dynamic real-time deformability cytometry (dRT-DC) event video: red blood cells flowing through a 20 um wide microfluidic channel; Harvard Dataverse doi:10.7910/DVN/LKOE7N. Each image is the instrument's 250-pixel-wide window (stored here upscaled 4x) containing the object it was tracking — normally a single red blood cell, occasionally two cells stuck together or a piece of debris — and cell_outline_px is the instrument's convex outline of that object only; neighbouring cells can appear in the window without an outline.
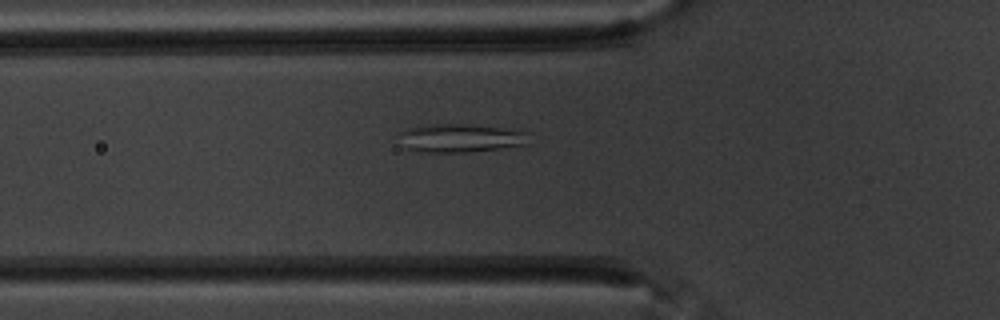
{"species": "common noctule bat (a hibernating species)", "species_latin": "Nyctalus noctula", "temperature_condition": "warm", "stored_images_in_passage": 52, "camera_frame_rate_fps": 3000, "um_per_image_px": 0.085, "animal": {"sex": "male", "body_mass_g": 20.1, "forearm_length_mm": 53.5}, "frame": {"image": 1, "passage_image": 14, "time_ms": 4.333, "image_size_px": [1000, 320], "cell_outline_px": [[528, 144], [500, 148], [464, 152], [420, 152], [404, 148], [400, 132], [408, 128], [432, 124], [468, 124], [500, 128], [528, 132]], "centroid_in_image_um": [39.13, 11.74], "position_along_channel_um": 86.7, "area_um2": 21.21}}
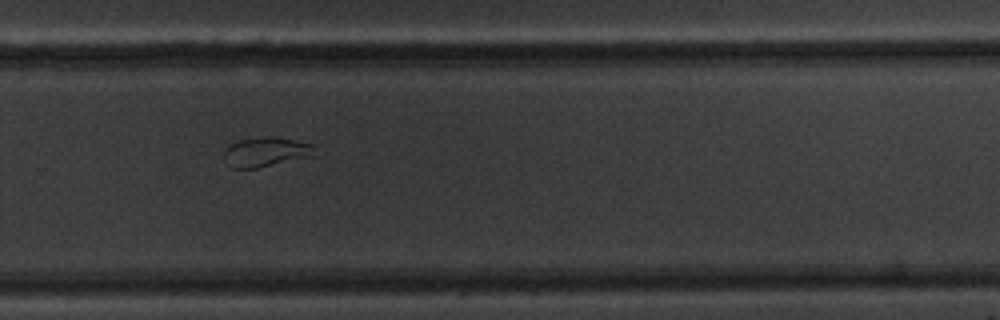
{"frame": {"image": 2, "passage_image": 33, "time_ms": 10.667, "image_size_px": [1000, 320], "cell_outline_px": [[320, 156], [256, 168], [232, 168], [224, 156], [224, 148], [240, 140], [264, 136], [276, 136], [312, 144]], "centroid_in_image_um": [22.71, 12.92], "position_along_channel_um": 307.1, "area_um2": 15.95}}
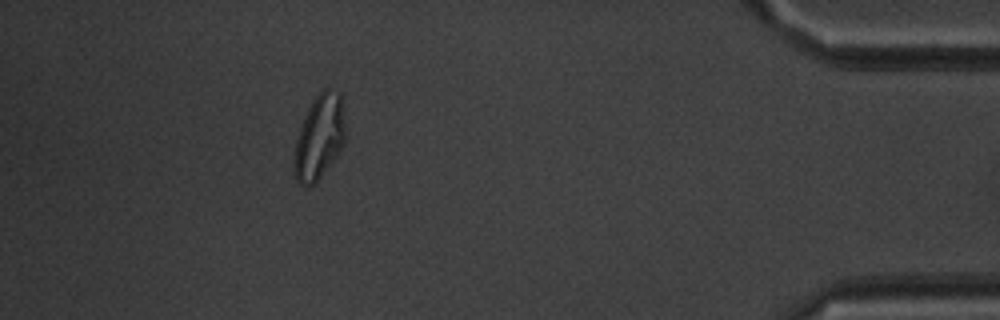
{"frame": {"image": 3, "passage_image": 46, "time_ms": 15.0, "image_size_px": [1000, 320], "cell_outline_px": [[348, 136], [344, 144], [336, 156], [320, 176], [312, 184], [300, 184], [296, 180], [292, 172], [292, 168], [296, 140], [304, 116], [312, 100], [324, 88], [328, 88], [340, 92]], "centroid_in_image_um": [27.16, 11.62], "position_along_channel_um": 408.0, "area_um2": 25.43}}